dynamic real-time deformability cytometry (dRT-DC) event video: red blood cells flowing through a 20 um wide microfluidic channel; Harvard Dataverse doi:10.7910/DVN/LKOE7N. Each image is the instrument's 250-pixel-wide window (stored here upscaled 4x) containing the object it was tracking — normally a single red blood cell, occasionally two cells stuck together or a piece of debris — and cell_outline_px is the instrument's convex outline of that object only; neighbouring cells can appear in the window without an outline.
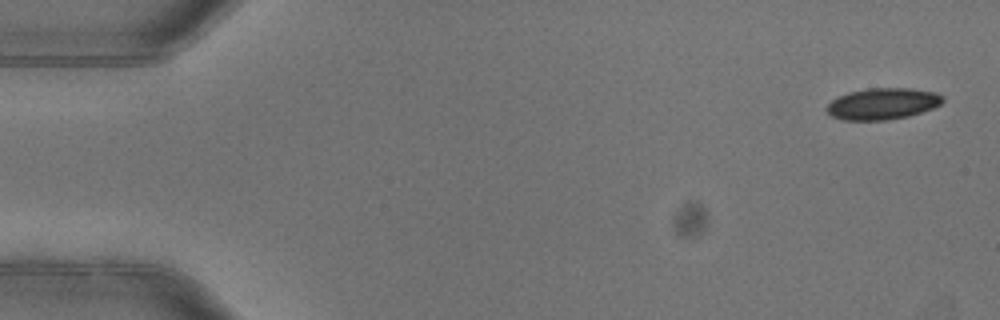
{"species": "common noctule bat (a hibernating species)", "species_latin": "Nyctalus noctula", "temperature_condition": "warm", "stored_images_in_passage": 5, "camera_frame_rate_fps": 3000, "um_per_image_px": 0.085, "animal": {"sex": "female"}, "frame": {"image": 1, "passage_image": 1, "time_ms": 0.0, "image_size_px": [1000, 320], "cell_outline_px": [[944, 100], [940, 104], [932, 108], [908, 116], [888, 120], [844, 120], [832, 116], [828, 112], [828, 104], [832, 100], [848, 92], [868, 88], [908, 88], [936, 92], [944, 96]], "centroid_in_image_um": [75.05, 8.81], "position_along_channel_um": 10.0, "area_um2": 21.1}}